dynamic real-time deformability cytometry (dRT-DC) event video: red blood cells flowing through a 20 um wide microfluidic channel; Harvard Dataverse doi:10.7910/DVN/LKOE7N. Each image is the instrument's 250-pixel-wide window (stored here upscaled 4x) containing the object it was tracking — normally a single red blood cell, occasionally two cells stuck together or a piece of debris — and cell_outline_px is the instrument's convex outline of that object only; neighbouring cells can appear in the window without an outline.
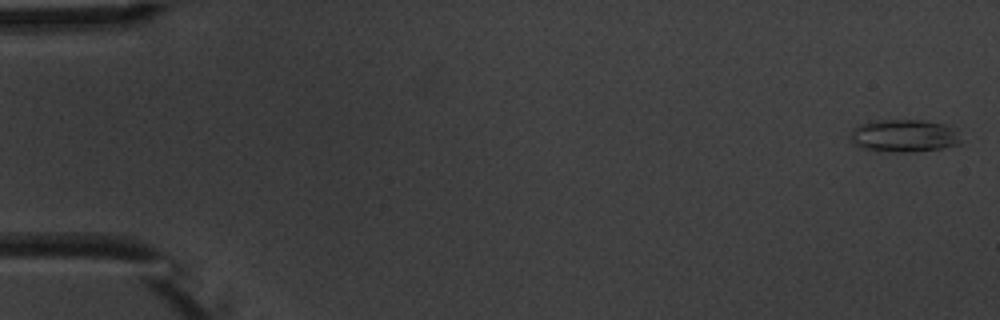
{"species": "common noctule bat (a hibernating species)", "species_latin": "Nyctalus noctula", "temperature_condition": "warm", "stored_images_in_passage": 6, "camera_frame_rate_fps": 3000, "um_per_image_px": 0.085, "animal": {"sex": "male", "body_mass_g": 20.1, "forearm_length_mm": 53.5}, "frame": {"image": 1, "passage_image": 1, "time_ms": 0.0, "image_size_px": [1000, 320], "cell_outline_px": [[960, 144], [940, 148], [912, 152], [876, 152], [864, 148], [856, 144], [848, 136], [860, 124], [872, 120], [920, 120], [944, 124], [956, 128], [960, 140]], "centroid_in_image_um": [76.84, 11.54], "position_along_channel_um": 8.2, "area_um2": 21.1}}